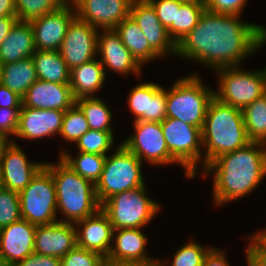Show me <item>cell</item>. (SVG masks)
I'll return each instance as SVG.
<instances>
[{
    "label": "cell",
    "mask_w": 266,
    "mask_h": 266,
    "mask_svg": "<svg viewBox=\"0 0 266 266\" xmlns=\"http://www.w3.org/2000/svg\"><path fill=\"white\" fill-rule=\"evenodd\" d=\"M240 17L205 10L197 25L176 45V57L214 71L240 66L266 43V27L241 21Z\"/></svg>",
    "instance_id": "cell-1"
},
{
    "label": "cell",
    "mask_w": 266,
    "mask_h": 266,
    "mask_svg": "<svg viewBox=\"0 0 266 266\" xmlns=\"http://www.w3.org/2000/svg\"><path fill=\"white\" fill-rule=\"evenodd\" d=\"M202 176L213 173V201L220 207L254 192L266 177V143L251 141L243 148L215 158Z\"/></svg>",
    "instance_id": "cell-2"
},
{
    "label": "cell",
    "mask_w": 266,
    "mask_h": 266,
    "mask_svg": "<svg viewBox=\"0 0 266 266\" xmlns=\"http://www.w3.org/2000/svg\"><path fill=\"white\" fill-rule=\"evenodd\" d=\"M201 133L205 148L203 169L220 155L243 148L251 142L242 109L224 104L215 97L209 103Z\"/></svg>",
    "instance_id": "cell-3"
},
{
    "label": "cell",
    "mask_w": 266,
    "mask_h": 266,
    "mask_svg": "<svg viewBox=\"0 0 266 266\" xmlns=\"http://www.w3.org/2000/svg\"><path fill=\"white\" fill-rule=\"evenodd\" d=\"M58 158L55 164H44L51 172L55 183L57 211L66 218L58 221L75 224L94 215L101 205L96 197L95 185L76 173L60 156Z\"/></svg>",
    "instance_id": "cell-4"
},
{
    "label": "cell",
    "mask_w": 266,
    "mask_h": 266,
    "mask_svg": "<svg viewBox=\"0 0 266 266\" xmlns=\"http://www.w3.org/2000/svg\"><path fill=\"white\" fill-rule=\"evenodd\" d=\"M205 85L197 73L178 78L166 89V116L202 129L213 88Z\"/></svg>",
    "instance_id": "cell-5"
},
{
    "label": "cell",
    "mask_w": 266,
    "mask_h": 266,
    "mask_svg": "<svg viewBox=\"0 0 266 266\" xmlns=\"http://www.w3.org/2000/svg\"><path fill=\"white\" fill-rule=\"evenodd\" d=\"M113 155L106 156L99 181L95 184V193L99 204L114 194L146 185L143 180L141 161L121 142Z\"/></svg>",
    "instance_id": "cell-6"
},
{
    "label": "cell",
    "mask_w": 266,
    "mask_h": 266,
    "mask_svg": "<svg viewBox=\"0 0 266 266\" xmlns=\"http://www.w3.org/2000/svg\"><path fill=\"white\" fill-rule=\"evenodd\" d=\"M146 192L143 185L114 194L101 204L100 209L108 216L114 230L145 228L158 214L160 204Z\"/></svg>",
    "instance_id": "cell-7"
},
{
    "label": "cell",
    "mask_w": 266,
    "mask_h": 266,
    "mask_svg": "<svg viewBox=\"0 0 266 266\" xmlns=\"http://www.w3.org/2000/svg\"><path fill=\"white\" fill-rule=\"evenodd\" d=\"M240 66L216 70L219 85L214 97L224 104L243 109L266 93V68L246 71Z\"/></svg>",
    "instance_id": "cell-8"
},
{
    "label": "cell",
    "mask_w": 266,
    "mask_h": 266,
    "mask_svg": "<svg viewBox=\"0 0 266 266\" xmlns=\"http://www.w3.org/2000/svg\"><path fill=\"white\" fill-rule=\"evenodd\" d=\"M21 218L34 225L51 224L57 218L56 188L51 172L43 166L19 192Z\"/></svg>",
    "instance_id": "cell-9"
},
{
    "label": "cell",
    "mask_w": 266,
    "mask_h": 266,
    "mask_svg": "<svg viewBox=\"0 0 266 266\" xmlns=\"http://www.w3.org/2000/svg\"><path fill=\"white\" fill-rule=\"evenodd\" d=\"M161 126L172 158L184 168L185 177L193 179L201 161L200 166L203 168L201 129L175 118H166Z\"/></svg>",
    "instance_id": "cell-10"
},
{
    "label": "cell",
    "mask_w": 266,
    "mask_h": 266,
    "mask_svg": "<svg viewBox=\"0 0 266 266\" xmlns=\"http://www.w3.org/2000/svg\"><path fill=\"white\" fill-rule=\"evenodd\" d=\"M134 134L132 133L121 143L134 153L141 161L149 165L178 164L169 153L161 122L133 121Z\"/></svg>",
    "instance_id": "cell-11"
},
{
    "label": "cell",
    "mask_w": 266,
    "mask_h": 266,
    "mask_svg": "<svg viewBox=\"0 0 266 266\" xmlns=\"http://www.w3.org/2000/svg\"><path fill=\"white\" fill-rule=\"evenodd\" d=\"M45 162L27 159L17 142H0V178L2 188L21 192L44 166Z\"/></svg>",
    "instance_id": "cell-12"
},
{
    "label": "cell",
    "mask_w": 266,
    "mask_h": 266,
    "mask_svg": "<svg viewBox=\"0 0 266 266\" xmlns=\"http://www.w3.org/2000/svg\"><path fill=\"white\" fill-rule=\"evenodd\" d=\"M98 32L77 16L72 20L59 49L70 70L97 57Z\"/></svg>",
    "instance_id": "cell-13"
},
{
    "label": "cell",
    "mask_w": 266,
    "mask_h": 266,
    "mask_svg": "<svg viewBox=\"0 0 266 266\" xmlns=\"http://www.w3.org/2000/svg\"><path fill=\"white\" fill-rule=\"evenodd\" d=\"M142 229L114 230L112 241L114 244H112L110 252L105 259L106 264L131 266L156 264L158 259L151 258L145 251L148 237L144 235Z\"/></svg>",
    "instance_id": "cell-14"
},
{
    "label": "cell",
    "mask_w": 266,
    "mask_h": 266,
    "mask_svg": "<svg viewBox=\"0 0 266 266\" xmlns=\"http://www.w3.org/2000/svg\"><path fill=\"white\" fill-rule=\"evenodd\" d=\"M75 17L74 5L66 3L57 11L30 21L36 50L59 51L66 31Z\"/></svg>",
    "instance_id": "cell-15"
},
{
    "label": "cell",
    "mask_w": 266,
    "mask_h": 266,
    "mask_svg": "<svg viewBox=\"0 0 266 266\" xmlns=\"http://www.w3.org/2000/svg\"><path fill=\"white\" fill-rule=\"evenodd\" d=\"M133 0H75L76 16L97 29H114L130 15Z\"/></svg>",
    "instance_id": "cell-16"
},
{
    "label": "cell",
    "mask_w": 266,
    "mask_h": 266,
    "mask_svg": "<svg viewBox=\"0 0 266 266\" xmlns=\"http://www.w3.org/2000/svg\"><path fill=\"white\" fill-rule=\"evenodd\" d=\"M139 26L149 45L162 57L176 56V44L170 38L167 29L157 17L156 11L148 0H133L130 15Z\"/></svg>",
    "instance_id": "cell-17"
},
{
    "label": "cell",
    "mask_w": 266,
    "mask_h": 266,
    "mask_svg": "<svg viewBox=\"0 0 266 266\" xmlns=\"http://www.w3.org/2000/svg\"><path fill=\"white\" fill-rule=\"evenodd\" d=\"M99 31L98 33L100 34L97 37V55L100 56L99 61L104 67L105 74L107 75V67L110 71L113 70L124 76H127L131 72L135 76H140L142 66L122 43L115 29H101Z\"/></svg>",
    "instance_id": "cell-18"
},
{
    "label": "cell",
    "mask_w": 266,
    "mask_h": 266,
    "mask_svg": "<svg viewBox=\"0 0 266 266\" xmlns=\"http://www.w3.org/2000/svg\"><path fill=\"white\" fill-rule=\"evenodd\" d=\"M128 94L134 121L162 122L166 116V89L154 82L139 83Z\"/></svg>",
    "instance_id": "cell-19"
},
{
    "label": "cell",
    "mask_w": 266,
    "mask_h": 266,
    "mask_svg": "<svg viewBox=\"0 0 266 266\" xmlns=\"http://www.w3.org/2000/svg\"><path fill=\"white\" fill-rule=\"evenodd\" d=\"M36 225L25 219L0 229V255L4 266H15L34 252Z\"/></svg>",
    "instance_id": "cell-20"
},
{
    "label": "cell",
    "mask_w": 266,
    "mask_h": 266,
    "mask_svg": "<svg viewBox=\"0 0 266 266\" xmlns=\"http://www.w3.org/2000/svg\"><path fill=\"white\" fill-rule=\"evenodd\" d=\"M65 111L21 106L15 137L35 140L59 135Z\"/></svg>",
    "instance_id": "cell-21"
},
{
    "label": "cell",
    "mask_w": 266,
    "mask_h": 266,
    "mask_svg": "<svg viewBox=\"0 0 266 266\" xmlns=\"http://www.w3.org/2000/svg\"><path fill=\"white\" fill-rule=\"evenodd\" d=\"M77 246L107 258L113 239V226L99 209L94 215L75 223Z\"/></svg>",
    "instance_id": "cell-22"
},
{
    "label": "cell",
    "mask_w": 266,
    "mask_h": 266,
    "mask_svg": "<svg viewBox=\"0 0 266 266\" xmlns=\"http://www.w3.org/2000/svg\"><path fill=\"white\" fill-rule=\"evenodd\" d=\"M77 245L74 223L56 221L37 225L34 252L62 258Z\"/></svg>",
    "instance_id": "cell-23"
},
{
    "label": "cell",
    "mask_w": 266,
    "mask_h": 266,
    "mask_svg": "<svg viewBox=\"0 0 266 266\" xmlns=\"http://www.w3.org/2000/svg\"><path fill=\"white\" fill-rule=\"evenodd\" d=\"M76 103L69 84L35 81L22 97V105L36 109L66 111Z\"/></svg>",
    "instance_id": "cell-24"
},
{
    "label": "cell",
    "mask_w": 266,
    "mask_h": 266,
    "mask_svg": "<svg viewBox=\"0 0 266 266\" xmlns=\"http://www.w3.org/2000/svg\"><path fill=\"white\" fill-rule=\"evenodd\" d=\"M36 51L30 22L17 20L0 44V66L32 57Z\"/></svg>",
    "instance_id": "cell-25"
},
{
    "label": "cell",
    "mask_w": 266,
    "mask_h": 266,
    "mask_svg": "<svg viewBox=\"0 0 266 266\" xmlns=\"http://www.w3.org/2000/svg\"><path fill=\"white\" fill-rule=\"evenodd\" d=\"M105 80V70L98 58L70 70L69 85L75 100L96 97L94 93L103 89Z\"/></svg>",
    "instance_id": "cell-26"
},
{
    "label": "cell",
    "mask_w": 266,
    "mask_h": 266,
    "mask_svg": "<svg viewBox=\"0 0 266 266\" xmlns=\"http://www.w3.org/2000/svg\"><path fill=\"white\" fill-rule=\"evenodd\" d=\"M114 29L119 34L122 43L141 66L146 62L160 59L161 56L149 45L145 35L130 16Z\"/></svg>",
    "instance_id": "cell-27"
},
{
    "label": "cell",
    "mask_w": 266,
    "mask_h": 266,
    "mask_svg": "<svg viewBox=\"0 0 266 266\" xmlns=\"http://www.w3.org/2000/svg\"><path fill=\"white\" fill-rule=\"evenodd\" d=\"M38 80L32 57L0 66V83L23 97L29 87Z\"/></svg>",
    "instance_id": "cell-28"
},
{
    "label": "cell",
    "mask_w": 266,
    "mask_h": 266,
    "mask_svg": "<svg viewBox=\"0 0 266 266\" xmlns=\"http://www.w3.org/2000/svg\"><path fill=\"white\" fill-rule=\"evenodd\" d=\"M39 80L70 83V69L59 51L36 50L32 55Z\"/></svg>",
    "instance_id": "cell-29"
},
{
    "label": "cell",
    "mask_w": 266,
    "mask_h": 266,
    "mask_svg": "<svg viewBox=\"0 0 266 266\" xmlns=\"http://www.w3.org/2000/svg\"><path fill=\"white\" fill-rule=\"evenodd\" d=\"M59 154L60 158L80 176L94 185L99 181L106 160L105 155L78 151L77 155L73 157L65 150H60Z\"/></svg>",
    "instance_id": "cell-30"
},
{
    "label": "cell",
    "mask_w": 266,
    "mask_h": 266,
    "mask_svg": "<svg viewBox=\"0 0 266 266\" xmlns=\"http://www.w3.org/2000/svg\"><path fill=\"white\" fill-rule=\"evenodd\" d=\"M248 138L266 143V93L242 109Z\"/></svg>",
    "instance_id": "cell-31"
},
{
    "label": "cell",
    "mask_w": 266,
    "mask_h": 266,
    "mask_svg": "<svg viewBox=\"0 0 266 266\" xmlns=\"http://www.w3.org/2000/svg\"><path fill=\"white\" fill-rule=\"evenodd\" d=\"M76 104L84 113L90 130L114 132L112 113L105 101L97 97L80 98Z\"/></svg>",
    "instance_id": "cell-32"
},
{
    "label": "cell",
    "mask_w": 266,
    "mask_h": 266,
    "mask_svg": "<svg viewBox=\"0 0 266 266\" xmlns=\"http://www.w3.org/2000/svg\"><path fill=\"white\" fill-rule=\"evenodd\" d=\"M205 10L204 5L188 2L176 8L175 22L167 29L176 45L197 25Z\"/></svg>",
    "instance_id": "cell-33"
},
{
    "label": "cell",
    "mask_w": 266,
    "mask_h": 266,
    "mask_svg": "<svg viewBox=\"0 0 266 266\" xmlns=\"http://www.w3.org/2000/svg\"><path fill=\"white\" fill-rule=\"evenodd\" d=\"M17 19L30 22L59 10L66 0H14Z\"/></svg>",
    "instance_id": "cell-34"
},
{
    "label": "cell",
    "mask_w": 266,
    "mask_h": 266,
    "mask_svg": "<svg viewBox=\"0 0 266 266\" xmlns=\"http://www.w3.org/2000/svg\"><path fill=\"white\" fill-rule=\"evenodd\" d=\"M89 129L87 119L75 103L67 109L63 116L62 127L59 136L68 142H77Z\"/></svg>",
    "instance_id": "cell-35"
},
{
    "label": "cell",
    "mask_w": 266,
    "mask_h": 266,
    "mask_svg": "<svg viewBox=\"0 0 266 266\" xmlns=\"http://www.w3.org/2000/svg\"><path fill=\"white\" fill-rule=\"evenodd\" d=\"M113 143V132L88 130L75 145L81 152L107 156L108 151L115 145Z\"/></svg>",
    "instance_id": "cell-36"
},
{
    "label": "cell",
    "mask_w": 266,
    "mask_h": 266,
    "mask_svg": "<svg viewBox=\"0 0 266 266\" xmlns=\"http://www.w3.org/2000/svg\"><path fill=\"white\" fill-rule=\"evenodd\" d=\"M213 247H204L196 241H189L173 255L170 266H202L205 256Z\"/></svg>",
    "instance_id": "cell-37"
},
{
    "label": "cell",
    "mask_w": 266,
    "mask_h": 266,
    "mask_svg": "<svg viewBox=\"0 0 266 266\" xmlns=\"http://www.w3.org/2000/svg\"><path fill=\"white\" fill-rule=\"evenodd\" d=\"M21 219L19 193L0 190V229Z\"/></svg>",
    "instance_id": "cell-38"
},
{
    "label": "cell",
    "mask_w": 266,
    "mask_h": 266,
    "mask_svg": "<svg viewBox=\"0 0 266 266\" xmlns=\"http://www.w3.org/2000/svg\"><path fill=\"white\" fill-rule=\"evenodd\" d=\"M60 266H106V261L100 254L76 245L61 258Z\"/></svg>",
    "instance_id": "cell-39"
},
{
    "label": "cell",
    "mask_w": 266,
    "mask_h": 266,
    "mask_svg": "<svg viewBox=\"0 0 266 266\" xmlns=\"http://www.w3.org/2000/svg\"><path fill=\"white\" fill-rule=\"evenodd\" d=\"M21 108H0V142L12 141L16 134Z\"/></svg>",
    "instance_id": "cell-40"
},
{
    "label": "cell",
    "mask_w": 266,
    "mask_h": 266,
    "mask_svg": "<svg viewBox=\"0 0 266 266\" xmlns=\"http://www.w3.org/2000/svg\"><path fill=\"white\" fill-rule=\"evenodd\" d=\"M154 7L157 17L168 29L175 22L176 8L184 3L178 0H148Z\"/></svg>",
    "instance_id": "cell-41"
},
{
    "label": "cell",
    "mask_w": 266,
    "mask_h": 266,
    "mask_svg": "<svg viewBox=\"0 0 266 266\" xmlns=\"http://www.w3.org/2000/svg\"><path fill=\"white\" fill-rule=\"evenodd\" d=\"M248 0H206L207 11L217 14L241 16Z\"/></svg>",
    "instance_id": "cell-42"
},
{
    "label": "cell",
    "mask_w": 266,
    "mask_h": 266,
    "mask_svg": "<svg viewBox=\"0 0 266 266\" xmlns=\"http://www.w3.org/2000/svg\"><path fill=\"white\" fill-rule=\"evenodd\" d=\"M60 264L61 258L59 257L46 256L33 252L15 266H60Z\"/></svg>",
    "instance_id": "cell-43"
},
{
    "label": "cell",
    "mask_w": 266,
    "mask_h": 266,
    "mask_svg": "<svg viewBox=\"0 0 266 266\" xmlns=\"http://www.w3.org/2000/svg\"><path fill=\"white\" fill-rule=\"evenodd\" d=\"M22 97L0 83V108H21Z\"/></svg>",
    "instance_id": "cell-44"
},
{
    "label": "cell",
    "mask_w": 266,
    "mask_h": 266,
    "mask_svg": "<svg viewBox=\"0 0 266 266\" xmlns=\"http://www.w3.org/2000/svg\"><path fill=\"white\" fill-rule=\"evenodd\" d=\"M202 266H230L225 252L213 247L205 256Z\"/></svg>",
    "instance_id": "cell-45"
},
{
    "label": "cell",
    "mask_w": 266,
    "mask_h": 266,
    "mask_svg": "<svg viewBox=\"0 0 266 266\" xmlns=\"http://www.w3.org/2000/svg\"><path fill=\"white\" fill-rule=\"evenodd\" d=\"M246 246V259L248 266H266V256L261 254L250 242Z\"/></svg>",
    "instance_id": "cell-46"
},
{
    "label": "cell",
    "mask_w": 266,
    "mask_h": 266,
    "mask_svg": "<svg viewBox=\"0 0 266 266\" xmlns=\"http://www.w3.org/2000/svg\"><path fill=\"white\" fill-rule=\"evenodd\" d=\"M250 243L264 256H266V228L249 235Z\"/></svg>",
    "instance_id": "cell-47"
},
{
    "label": "cell",
    "mask_w": 266,
    "mask_h": 266,
    "mask_svg": "<svg viewBox=\"0 0 266 266\" xmlns=\"http://www.w3.org/2000/svg\"><path fill=\"white\" fill-rule=\"evenodd\" d=\"M17 20V17H0V44L7 37Z\"/></svg>",
    "instance_id": "cell-48"
},
{
    "label": "cell",
    "mask_w": 266,
    "mask_h": 266,
    "mask_svg": "<svg viewBox=\"0 0 266 266\" xmlns=\"http://www.w3.org/2000/svg\"><path fill=\"white\" fill-rule=\"evenodd\" d=\"M0 17H17L14 0H0Z\"/></svg>",
    "instance_id": "cell-49"
},
{
    "label": "cell",
    "mask_w": 266,
    "mask_h": 266,
    "mask_svg": "<svg viewBox=\"0 0 266 266\" xmlns=\"http://www.w3.org/2000/svg\"><path fill=\"white\" fill-rule=\"evenodd\" d=\"M178 1H181V2H188V3H196V4H199V5H206V0H178Z\"/></svg>",
    "instance_id": "cell-50"
},
{
    "label": "cell",
    "mask_w": 266,
    "mask_h": 266,
    "mask_svg": "<svg viewBox=\"0 0 266 266\" xmlns=\"http://www.w3.org/2000/svg\"><path fill=\"white\" fill-rule=\"evenodd\" d=\"M106 266H131V265H110V264H106ZM133 266H156V264H149V265H133Z\"/></svg>",
    "instance_id": "cell-51"
},
{
    "label": "cell",
    "mask_w": 266,
    "mask_h": 266,
    "mask_svg": "<svg viewBox=\"0 0 266 266\" xmlns=\"http://www.w3.org/2000/svg\"><path fill=\"white\" fill-rule=\"evenodd\" d=\"M164 263H165V265H164ZM166 265H167L166 262L165 261L161 262V260H158L156 263V266H166Z\"/></svg>",
    "instance_id": "cell-52"
},
{
    "label": "cell",
    "mask_w": 266,
    "mask_h": 266,
    "mask_svg": "<svg viewBox=\"0 0 266 266\" xmlns=\"http://www.w3.org/2000/svg\"><path fill=\"white\" fill-rule=\"evenodd\" d=\"M0 266H4V263L2 261L1 255H0Z\"/></svg>",
    "instance_id": "cell-53"
},
{
    "label": "cell",
    "mask_w": 266,
    "mask_h": 266,
    "mask_svg": "<svg viewBox=\"0 0 266 266\" xmlns=\"http://www.w3.org/2000/svg\"><path fill=\"white\" fill-rule=\"evenodd\" d=\"M75 0H66L67 3H73Z\"/></svg>",
    "instance_id": "cell-54"
},
{
    "label": "cell",
    "mask_w": 266,
    "mask_h": 266,
    "mask_svg": "<svg viewBox=\"0 0 266 266\" xmlns=\"http://www.w3.org/2000/svg\"><path fill=\"white\" fill-rule=\"evenodd\" d=\"M2 189V183H1V178H0V190Z\"/></svg>",
    "instance_id": "cell-55"
}]
</instances>
